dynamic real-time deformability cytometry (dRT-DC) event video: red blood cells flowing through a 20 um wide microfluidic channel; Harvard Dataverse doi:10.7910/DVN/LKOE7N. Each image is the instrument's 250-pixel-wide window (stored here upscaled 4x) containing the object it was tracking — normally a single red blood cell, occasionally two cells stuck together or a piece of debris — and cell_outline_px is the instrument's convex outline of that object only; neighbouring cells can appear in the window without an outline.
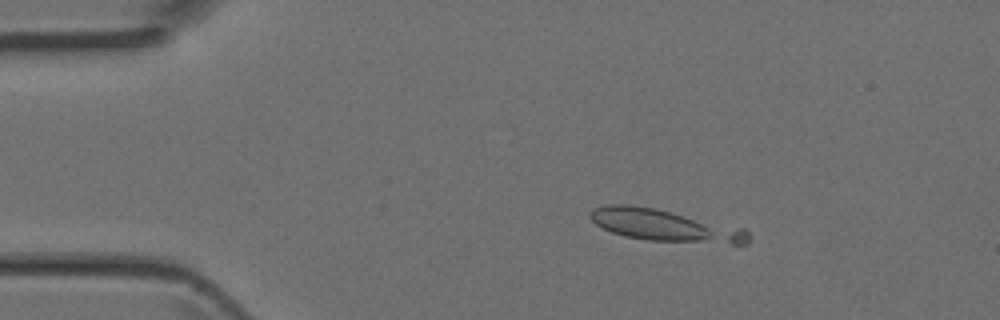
{"species": "Egyptian fruit bat (a non-hibernating species)", "species_latin": "Rousettus aegyptiacus", "temperature_condition": "room temperature", "stored_images_in_passage": 5, "camera_frame_rate_fps": 3000, "um_per_image_px": 0.085, "animal": {"sex": "female"}, "frame": {"image": 1, "passage_image": 3, "time_ms": 0.667, "image_size_px": [1000, 320], "cell_outline_px": [[752, 240], [748, 244], [732, 244], [648, 240], [624, 236], [612, 232], [596, 224], [588, 216], [596, 208], [608, 204], [628, 204], [656, 208], [744, 228], [752, 236]], "centroid_in_image_um": [56.58, 19.17], "position_along_channel_um": 28.4, "area_um2": 29.42}}